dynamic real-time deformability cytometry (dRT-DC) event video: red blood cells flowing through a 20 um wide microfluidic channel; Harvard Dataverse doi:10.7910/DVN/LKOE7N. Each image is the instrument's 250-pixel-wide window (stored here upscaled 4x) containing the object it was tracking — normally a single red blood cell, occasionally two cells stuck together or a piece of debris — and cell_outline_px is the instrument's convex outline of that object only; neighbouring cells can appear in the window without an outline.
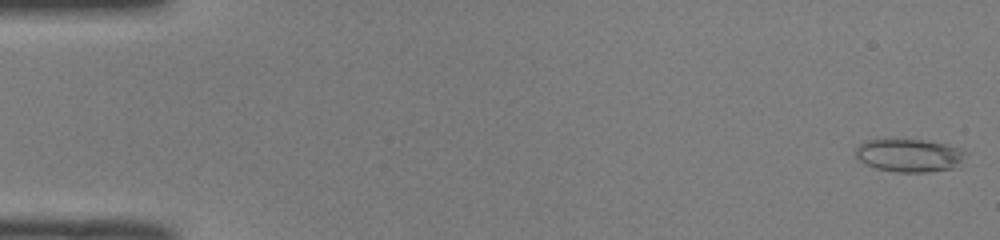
{"species": "common noctule bat (a hibernating species)", "species_latin": "Nyctalus noctula", "temperature_condition": "room temperature", "stored_images_in_passage": 51, "camera_frame_rate_fps": 3000, "um_per_image_px": 0.085, "animal": {"sex": "male", "body_mass_g": 19.0, "forearm_length_mm": 50.8}, "frame": {"image": 1, "passage_image": 1, "time_ms": 0.0, "image_size_px": [1000, 240], "cell_outline_px": [[968, 152], [956, 168], [928, 172], [896, 172], [876, 168], [864, 164], [856, 156], [856, 148], [864, 140], [928, 140], [944, 144]], "centroid_in_image_um": [77.29, 13.22], "position_along_channel_um": 7.7, "area_um2": 21.1}}
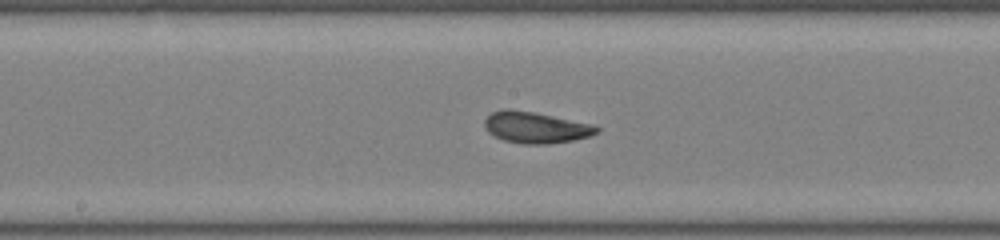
{"frame": {"image": 2, "passage_image": 27, "time_ms": 8.667, "image_size_px": [1000, 240], "cell_outline_px": [[600, 132], [592, 136], [572, 140], [548, 144], [524, 144], [504, 140], [488, 132], [484, 124], [484, 120], [492, 112], [504, 108], [508, 108], [532, 112], [596, 124], [600, 128]], "centroid_in_image_um": [45.59, 10.83], "position_along_channel_um": 202.6, "area_um2": 20.58}}
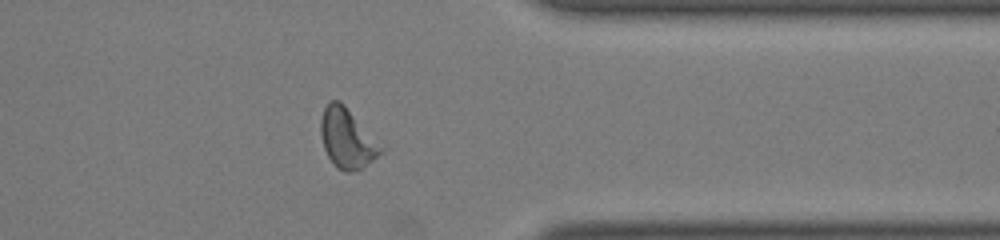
{"frame": {"image": 3, "passage_image": 41, "time_ms": 13.333, "image_size_px": [1000, 240], "cell_outline_px": [[384, 152], [364, 168], [352, 172], [344, 172], [336, 168], [328, 156], [324, 148], [320, 132], [320, 120], [324, 108], [328, 100], [340, 100], [344, 104], [384, 148]], "centroid_in_image_um": [29.5, 11.78], "position_along_channel_um": 381.9, "area_um2": 21.1}, "authors_computed_cell_mechanics": {"area_um2": 20.2878, "velocity_mm_per_s": 4.0118, "shape_relaxation_time_tau1_ms": 7.951, "shape_relaxation_time_tau2_ms": 2.0644, "deformation_change_tau1": 0.1855, "deformation_change_tau2": 0.0577}}